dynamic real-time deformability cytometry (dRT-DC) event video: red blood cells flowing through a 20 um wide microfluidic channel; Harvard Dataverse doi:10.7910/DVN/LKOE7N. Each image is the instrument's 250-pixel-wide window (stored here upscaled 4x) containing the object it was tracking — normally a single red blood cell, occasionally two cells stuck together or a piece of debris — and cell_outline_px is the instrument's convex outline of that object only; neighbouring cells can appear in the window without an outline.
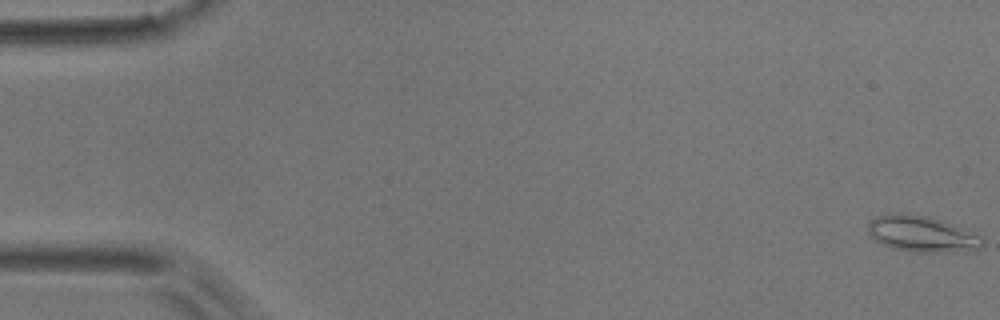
{"species": "common noctule bat (a hibernating species)", "species_latin": "Nyctalus noctula", "temperature_condition": "room temperature", "stored_images_in_passage": 56, "camera_frame_rate_fps": 3000, "um_per_image_px": 0.085, "animal": {"sex": "male", "body_mass_g": 17.9}, "frame": {"image": 1, "passage_image": 1, "time_ms": 0.0, "image_size_px": [1000, 320], "cell_outline_px": [[984, 244], [976, 252], [916, 252], [896, 248], [884, 244], [876, 240], [868, 232], [868, 224], [876, 216], [896, 212], [900, 212], [924, 216], [940, 220], [952, 224], [980, 236], [984, 240]], "centroid_in_image_um": [78.41, 19.9], "position_along_channel_um": 6.6, "area_um2": 23.93}}
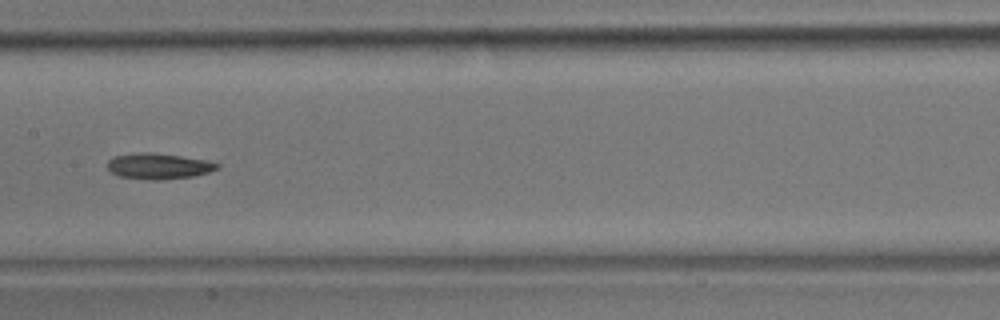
{"frame": {"image": 2, "passage_image": 28, "time_ms": 9.0, "image_size_px": [1000, 320], "cell_outline_px": [[220, 168], [208, 172], [192, 176], [160, 180], [152, 180], [120, 176], [112, 172], [108, 168], [108, 160], [112, 156], [136, 152], [152, 152], [180, 156], [204, 160], [220, 164]], "centroid_in_image_um": [13.45, 14.11], "position_along_channel_um": 193.9, "area_um2": 16.42}}
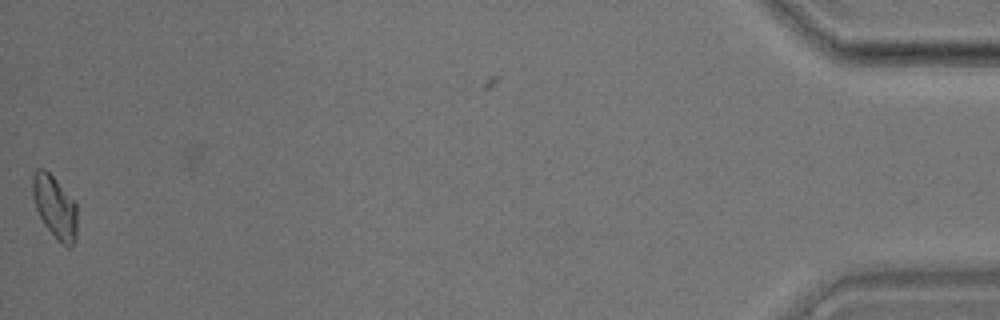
{"frame": {"image": 3, "passage_image": 55, "time_ms": 18.0, "image_size_px": [1000, 320], "cell_outline_px": [[76, 236], [72, 244], [68, 248], [56, 240], [44, 224], [36, 208], [32, 196], [32, 176], [36, 168], [44, 168], [56, 180], [76, 204]], "centroid_in_image_um": [4.63, 17.59], "position_along_channel_um": 430.6, "area_um2": 16.13}, "authors_computed_cell_mechanics": {"area_um2": 16.2996, "velocity_mm_per_s": 3.6858, "shape_relaxation_time_tau1_ms": null, "shape_relaxation_time_tau2_ms": 4.7298, "deformation_change_tau1": null, "deformation_change_tau2": 0.1057}}